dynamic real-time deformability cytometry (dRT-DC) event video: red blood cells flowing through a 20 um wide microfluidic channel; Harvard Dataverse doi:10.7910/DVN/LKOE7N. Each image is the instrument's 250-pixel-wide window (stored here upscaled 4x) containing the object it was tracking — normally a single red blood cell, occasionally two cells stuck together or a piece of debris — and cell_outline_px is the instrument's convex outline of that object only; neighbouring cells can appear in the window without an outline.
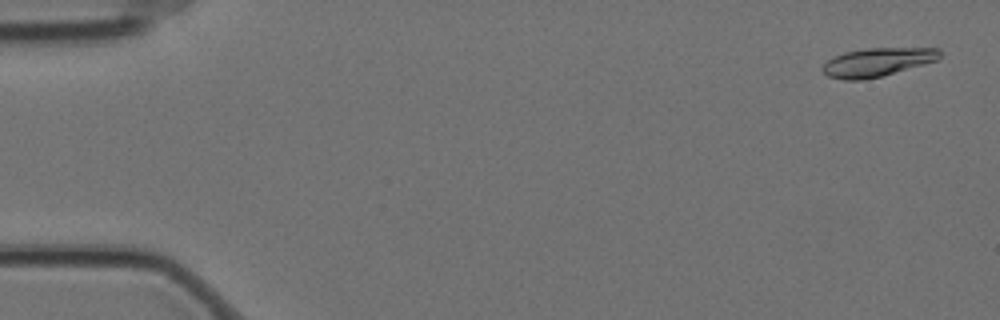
{"species": "Egyptian fruit bat (a non-hibernating species)", "species_latin": "Rousettus aegyptiacus", "temperature_condition": "cold", "stored_images_in_passage": 59, "camera_frame_rate_fps": 3000, "um_per_image_px": 0.085, "animal": {"sex": "female"}, "frame": {"image": 1, "passage_image": 2, "time_ms": 0.333, "image_size_px": [1000, 320], "cell_outline_px": [[940, 56], [936, 60], [924, 64], [880, 76], [864, 80], [844, 80], [828, 76], [820, 68], [828, 60], [844, 52], [868, 48], [940, 48]], "centroid_in_image_um": [74.55, 5.28], "position_along_channel_um": 10.5, "area_um2": 19.25}}
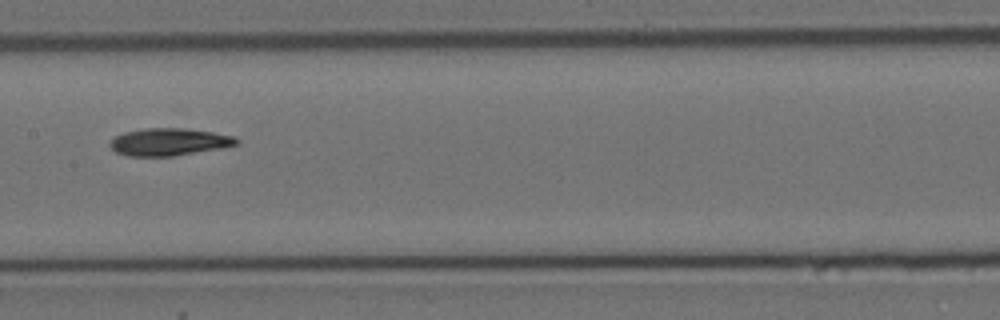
{"frame": {"image": 2, "passage_image": 29, "time_ms": 9.333, "image_size_px": [1000, 320], "cell_outline_px": [[240, 140], [236, 144], [224, 148], [172, 156], [128, 156], [116, 152], [108, 144], [116, 136], [124, 132], [144, 128], [184, 128], [212, 132], [236, 136]], "centroid_in_image_um": [14.39, 12.06], "position_along_channel_um": 193.0, "area_um2": 20.23}}
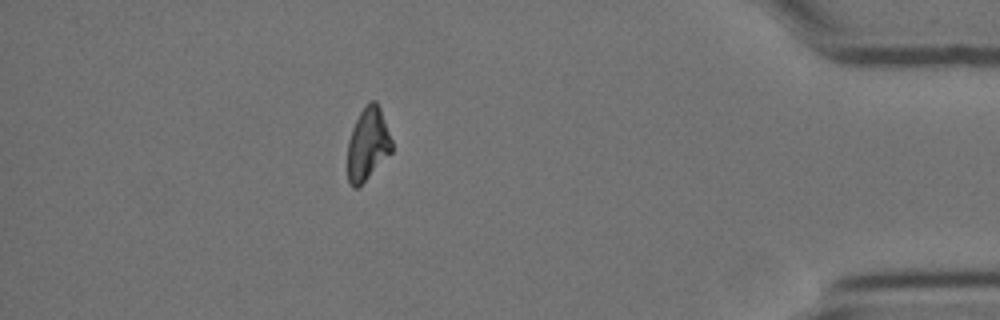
{"frame": {"image": 3, "passage_image": 51, "time_ms": 16.667, "image_size_px": [1000, 320], "cell_outline_px": [[392, 152], [356, 188], [352, 188], [348, 180], [348, 140], [352, 128], [360, 112], [372, 100], [376, 100], [380, 108], [392, 140]], "centroid_in_image_um": [31.26, 12.23], "position_along_channel_um": 403.9, "area_um2": 18.32}}